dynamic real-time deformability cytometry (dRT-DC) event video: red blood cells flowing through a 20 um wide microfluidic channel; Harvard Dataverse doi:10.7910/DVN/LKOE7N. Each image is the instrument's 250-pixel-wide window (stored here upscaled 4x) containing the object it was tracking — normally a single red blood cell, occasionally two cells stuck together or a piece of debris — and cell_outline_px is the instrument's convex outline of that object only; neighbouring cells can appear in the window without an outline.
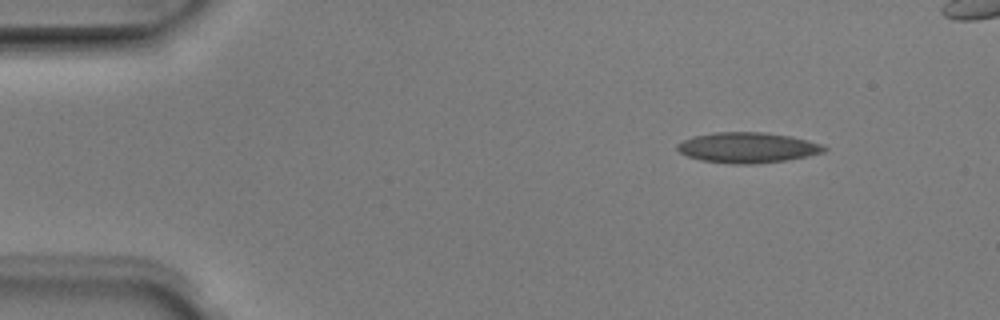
{"species": "Egyptian fruit bat (a non-hibernating species)", "species_latin": "Rousettus aegyptiacus", "temperature_condition": "room temperature", "stored_images_in_passage": 5, "camera_frame_rate_fps": 3000, "um_per_image_px": 0.085, "animal": {"sex": "male"}, "frame": {"image": 1, "passage_image": 1, "time_ms": 0.0, "image_size_px": [1000, 320], "cell_outline_px": [[828, 148], [824, 152], [784, 160], [756, 164], [732, 164], [700, 160], [688, 156], [680, 152], [676, 148], [676, 144], [692, 136], [712, 132], [764, 132], [792, 136], [824, 144]], "centroid_in_image_um": [63.53, 12.54], "position_along_channel_um": 21.5, "area_um2": 26.18}}
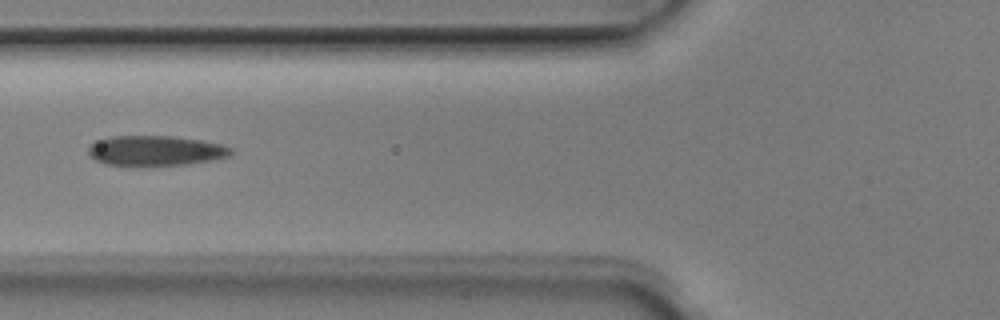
{"frame": {"image": 2, "passage_image": 4, "time_ms": 1.0, "image_size_px": [1000, 320], "cell_outline_px": [[232, 156], [212, 160], [188, 164], [108, 164], [96, 160], [88, 152], [88, 148], [92, 144], [100, 140], [112, 136], [172, 136], [200, 140], [220, 144], [232, 148]], "centroid_in_image_um": [13.29, 12.79], "position_along_channel_um": 112.5, "area_um2": 24.33}}
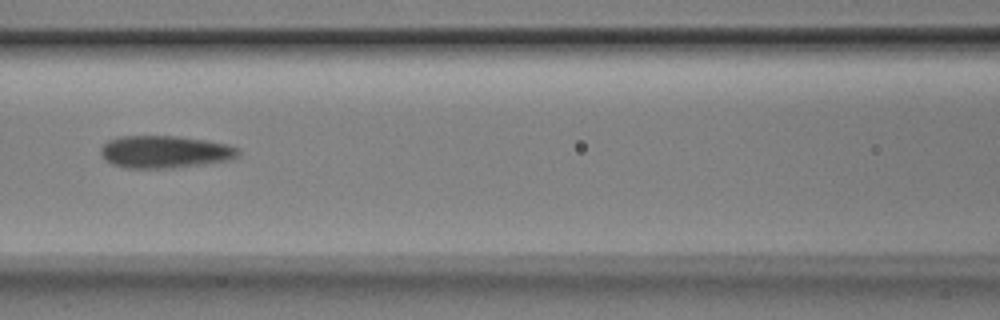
{"frame": {"image": 3, "passage_image": 5, "time_ms": 1.333, "image_size_px": [1000, 320], "cell_outline_px": [[240, 152], [236, 156], [228, 160], [204, 164], [172, 168], [124, 168], [112, 164], [104, 160], [100, 152], [100, 148], [108, 140], [120, 136], [180, 136], [208, 140], [228, 144], [236, 148]], "centroid_in_image_um": [13.98, 12.9], "position_along_channel_um": 152.6, "area_um2": 26.13}}